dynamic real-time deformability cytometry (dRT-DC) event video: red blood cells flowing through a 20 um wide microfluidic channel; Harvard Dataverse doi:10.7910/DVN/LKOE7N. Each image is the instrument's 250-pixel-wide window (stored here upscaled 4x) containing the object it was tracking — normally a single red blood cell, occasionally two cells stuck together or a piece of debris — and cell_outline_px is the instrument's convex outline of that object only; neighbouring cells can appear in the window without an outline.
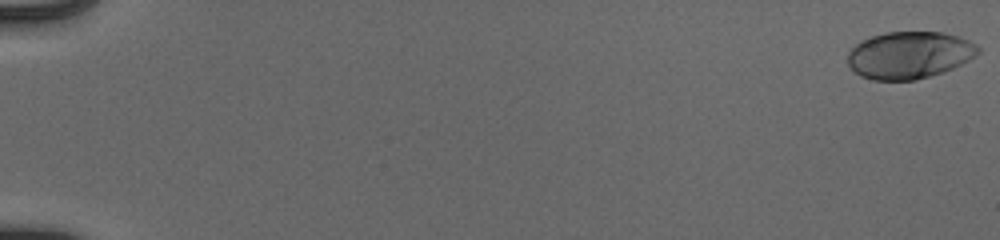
{"species": "human", "species_latin": "Homo sapiens", "temperature_condition": "cold", "stored_images_in_passage": 55, "camera_frame_rate_fps": 3000, "um_per_image_px": 0.085, "donor": {"sex": "male"}, "frame": {"image": 1, "passage_image": 1, "time_ms": 0.0, "image_size_px": [1000, 240], "cell_outline_px": [[980, 52], [976, 56], [944, 72], [916, 80], [872, 80], [860, 76], [848, 64], [848, 52], [860, 40], [884, 32], [944, 32], [960, 36], [976, 44], [980, 48]], "centroid_in_image_um": [77.3, 4.67], "position_along_channel_um": 7.7, "area_um2": 36.01}}
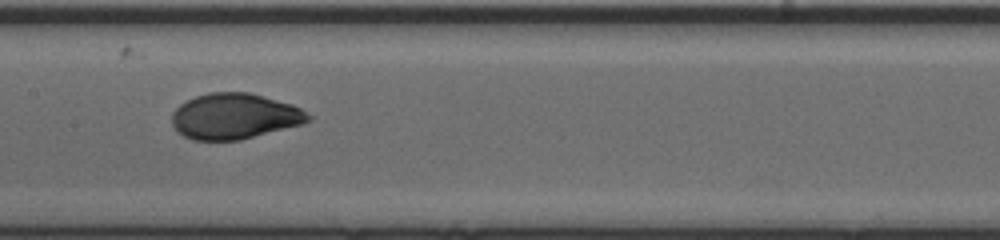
{"frame": {"image": 2, "passage_image": 30, "time_ms": 9.667, "image_size_px": [1000, 240], "cell_outline_px": [[312, 120], [304, 124], [240, 140], [192, 140], [184, 136], [172, 124], [172, 112], [180, 104], [196, 96], [208, 92], [248, 92], [264, 96], [292, 104], [300, 108], [312, 116]], "centroid_in_image_um": [19.97, 9.88], "position_along_channel_um": 187.4, "area_um2": 36.41}}
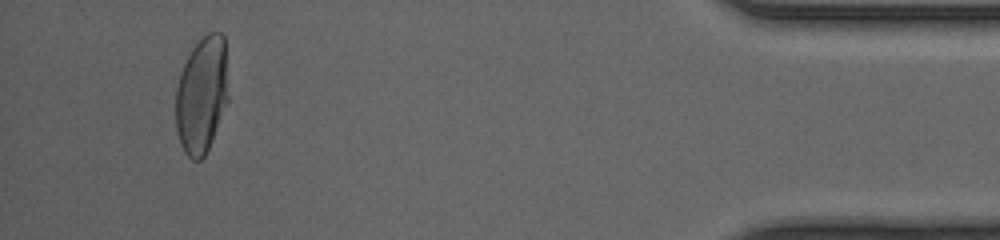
{"frame": {"image": 3, "passage_image": 52, "time_ms": 17.0, "image_size_px": [1000, 240], "cell_outline_px": [[228, 100], [212, 140], [204, 156], [200, 160], [192, 160], [184, 152], [180, 144], [176, 132], [176, 88], [180, 72], [192, 40], [208, 32], [220, 32], [224, 36], [228, 96]], "centroid_in_image_um": [17.12, 7.99], "position_along_channel_um": 418.1, "area_um2": 36.53}, "authors_computed_cell_mechanics": {"area_um2": 35.9516, "velocity_mm_per_s": 3.9297, "shape_relaxation_time_tau1_ms": 4.3869, "shape_relaxation_time_tau2_ms": null, "deformation_change_tau1": 0.1881, "deformation_change_tau2": null}}